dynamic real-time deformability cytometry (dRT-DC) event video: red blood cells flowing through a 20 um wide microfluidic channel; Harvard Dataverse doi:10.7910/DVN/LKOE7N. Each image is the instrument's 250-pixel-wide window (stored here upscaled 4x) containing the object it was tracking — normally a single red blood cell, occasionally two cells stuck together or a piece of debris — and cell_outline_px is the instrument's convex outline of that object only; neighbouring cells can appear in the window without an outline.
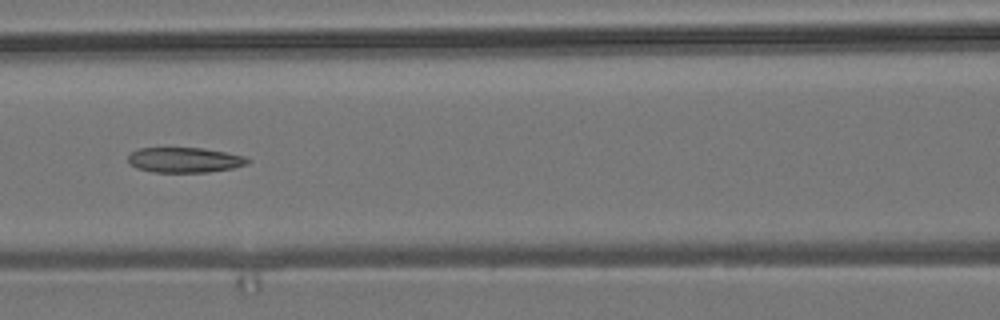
{"species": "common noctule bat (a hibernating species)", "species_latin": "Nyctalus noctula", "temperature_condition": "room temperature", "stored_images_in_passage": 9, "camera_frame_rate_fps": 3000, "um_per_image_px": 0.085, "animal": {"sex": "male", "body_mass_g": 19.2, "forearm_length_mm": 51.8}, "frame": {"image": 1, "passage_image": 6, "time_ms": 1.667, "image_size_px": [1000, 320], "cell_outline_px": [[252, 160], [248, 164], [232, 168], [208, 172], [152, 172], [136, 168], [128, 164], [128, 156], [132, 152], [140, 148], [204, 148], [244, 156]], "centroid_in_image_um": [15.68, 13.6], "position_along_channel_um": 150.9, "area_um2": 17.57}}
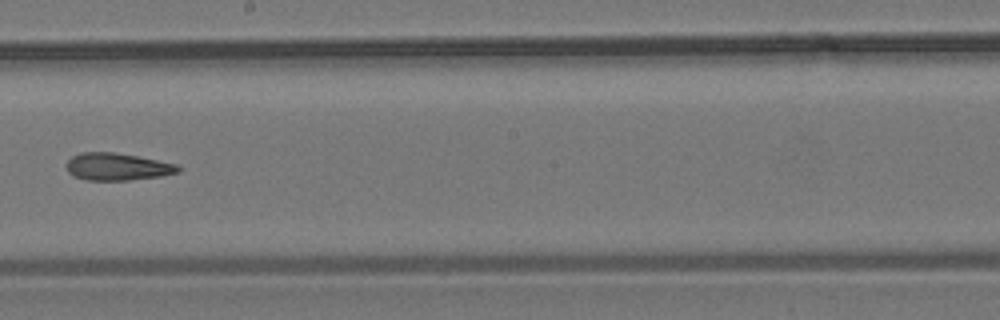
{"frame": {"image": 2, "passage_image": 8, "time_ms": 2.333, "image_size_px": [1000, 320], "cell_outline_px": [[180, 172], [160, 176], [128, 180], [88, 180], [76, 176], [68, 172], [68, 160], [72, 156], [80, 152], [112, 152], [136, 156], [176, 164], [180, 168]], "centroid_in_image_um": [9.97, 14.17], "position_along_channel_um": 238.2, "area_um2": 17.46}}
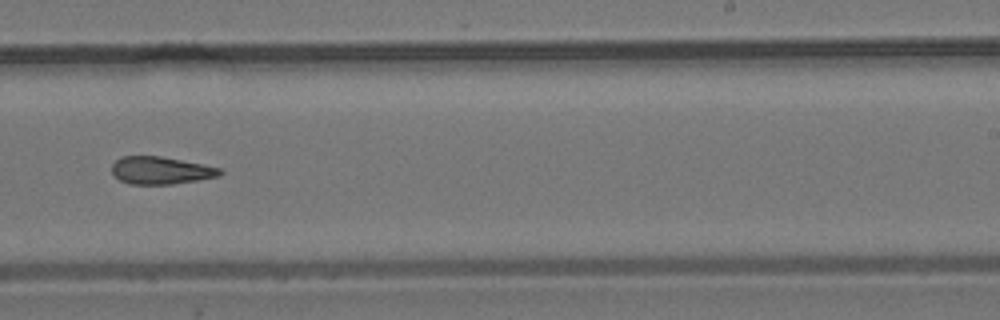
{"frame": {"image": 3, "passage_image": 9, "time_ms": 2.667, "image_size_px": [1000, 320], "cell_outline_px": [[224, 172], [220, 176], [200, 180], [172, 184], [128, 184], [120, 180], [112, 172], [112, 164], [120, 156], [160, 156], [220, 168]], "centroid_in_image_um": [13.66, 14.49], "position_along_channel_um": 275.3, "area_um2": 17.28}}